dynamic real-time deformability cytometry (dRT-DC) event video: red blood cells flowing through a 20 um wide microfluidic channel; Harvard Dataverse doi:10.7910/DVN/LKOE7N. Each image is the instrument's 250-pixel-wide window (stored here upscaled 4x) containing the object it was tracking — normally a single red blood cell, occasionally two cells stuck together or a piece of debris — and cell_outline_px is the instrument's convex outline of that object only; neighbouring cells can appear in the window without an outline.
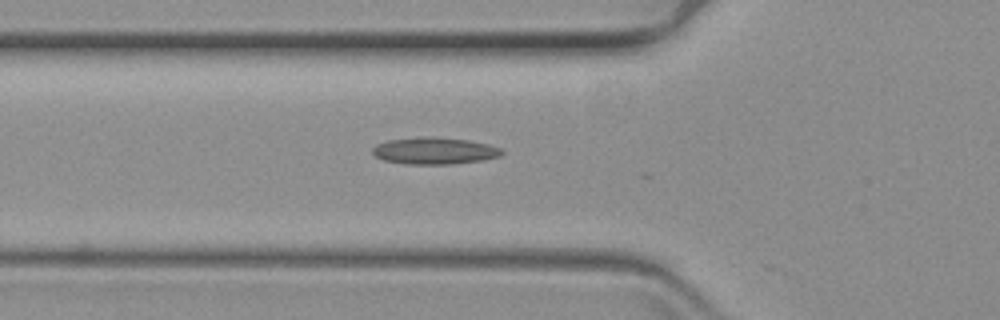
{"species": "common noctule bat (a hibernating species)", "species_latin": "Nyctalus noctula", "temperature_condition": "warm", "stored_images_in_passage": 17, "camera_frame_rate_fps": 3000, "um_per_image_px": 0.085, "animal": {"sex": "female", "body_mass_g": 19.3, "forearm_length_mm": 54.1}, "frame": {"image": 1, "passage_image": 12, "time_ms": 3.667, "image_size_px": [1000, 320], "cell_outline_px": [[504, 152], [500, 156], [484, 160], [452, 164], [404, 164], [384, 160], [376, 156], [372, 152], [372, 148], [376, 144], [388, 140], [420, 136], [428, 136], [468, 140], [488, 144], [500, 148]], "centroid_in_image_um": [36.92, 12.81], "position_along_channel_um": 88.9, "area_um2": 20.35}}
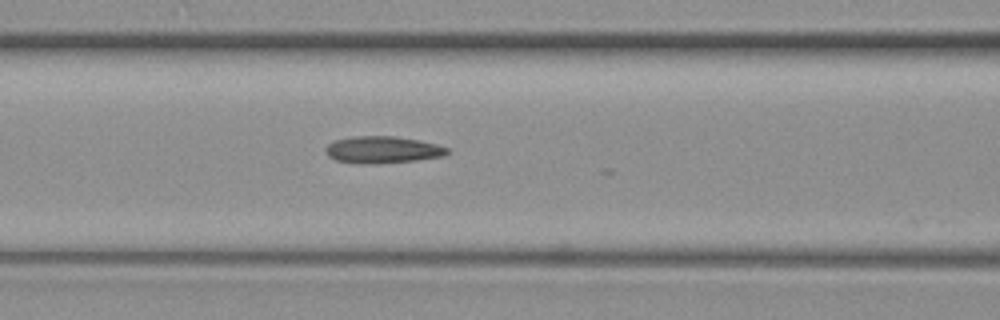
{"frame": {"image": 2, "passage_image": 16, "time_ms": 5.0, "image_size_px": [1000, 320], "cell_outline_px": [[448, 152], [444, 156], [416, 160], [376, 164], [364, 164], [336, 160], [328, 156], [324, 152], [324, 148], [332, 140], [356, 136], [392, 136], [420, 140], [436, 144], [448, 148]], "centroid_in_image_um": [32.48, 12.73], "position_along_channel_um": 134.1, "area_um2": 19.19}}